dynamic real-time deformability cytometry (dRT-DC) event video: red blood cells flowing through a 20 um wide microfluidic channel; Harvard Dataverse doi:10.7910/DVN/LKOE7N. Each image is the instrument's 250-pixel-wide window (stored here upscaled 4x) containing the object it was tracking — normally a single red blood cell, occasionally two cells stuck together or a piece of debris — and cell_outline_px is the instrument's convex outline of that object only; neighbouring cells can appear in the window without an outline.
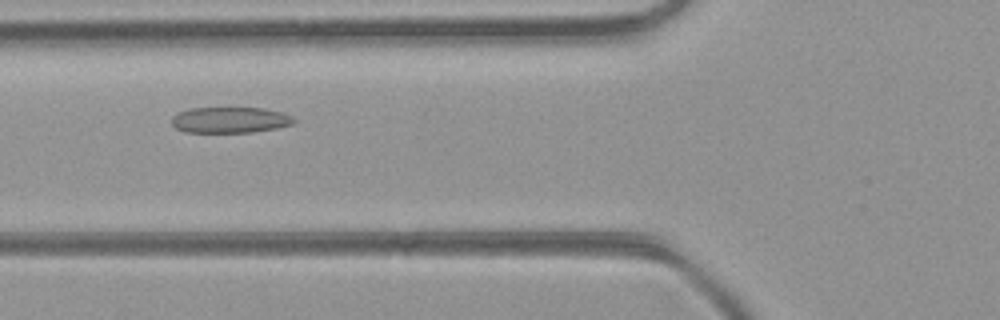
{"species": "common noctule bat (a hibernating species)", "species_latin": "Nyctalus noctula", "temperature_condition": "room temperature", "stored_images_in_passage": 42, "camera_frame_rate_fps": 3000, "um_per_image_px": 0.085, "animal": {"sex": "female", "body_mass_g": 21.9}, "frame": {"image": 1, "passage_image": 13, "time_ms": 4.0, "image_size_px": [1000, 320], "cell_outline_px": [[296, 120], [292, 124], [276, 128], [252, 132], [184, 132], [176, 128], [172, 124], [172, 116], [188, 108], [264, 108], [284, 112], [292, 116]], "centroid_in_image_um": [19.57, 10.19], "position_along_channel_um": 106.2, "area_um2": 18.5}}
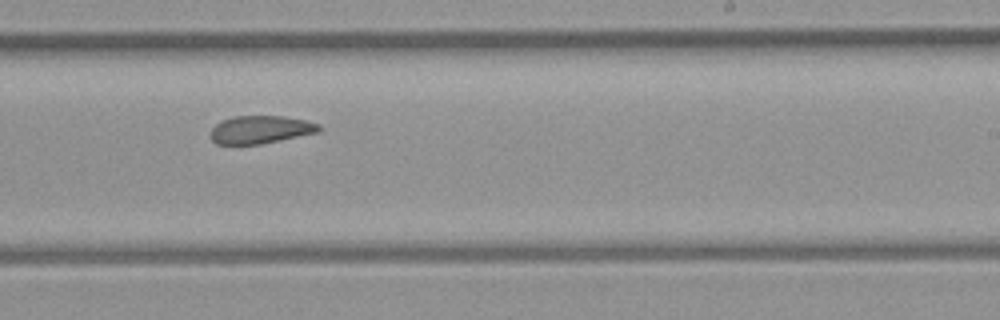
{"frame": {"image": 2, "passage_image": 24, "time_ms": 7.667, "image_size_px": [1000, 320], "cell_outline_px": [[320, 132], [260, 144], [216, 144], [212, 140], [212, 128], [216, 124], [224, 120], [236, 116], [284, 116], [308, 120], [320, 124]], "centroid_in_image_um": [22.2, 11.01], "position_along_channel_um": 266.8, "area_um2": 17.51}}
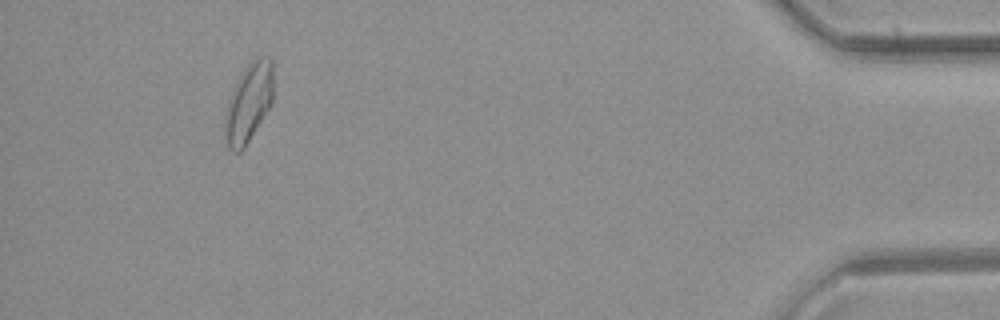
{"frame": {"image": 3, "passage_image": 39, "time_ms": 12.667, "image_size_px": [1000, 320], "cell_outline_px": [[272, 100], [268, 108], [244, 148], [240, 152], [232, 152], [228, 148], [224, 128], [224, 116], [228, 100], [240, 76], [248, 64], [256, 56], [268, 56], [272, 60]], "centroid_in_image_um": [21.11, 8.73], "position_along_channel_um": 414.1, "area_um2": 21.85}, "authors_computed_cell_mechanics": {"area_um2": 19.4208, "velocity_mm_per_s": 4.3789, "shape_relaxation_time_tau1_ms": null, "shape_relaxation_time_tau2_ms": 4.2172, "deformation_change_tau1": null, "deformation_change_tau2": 0.1101}}